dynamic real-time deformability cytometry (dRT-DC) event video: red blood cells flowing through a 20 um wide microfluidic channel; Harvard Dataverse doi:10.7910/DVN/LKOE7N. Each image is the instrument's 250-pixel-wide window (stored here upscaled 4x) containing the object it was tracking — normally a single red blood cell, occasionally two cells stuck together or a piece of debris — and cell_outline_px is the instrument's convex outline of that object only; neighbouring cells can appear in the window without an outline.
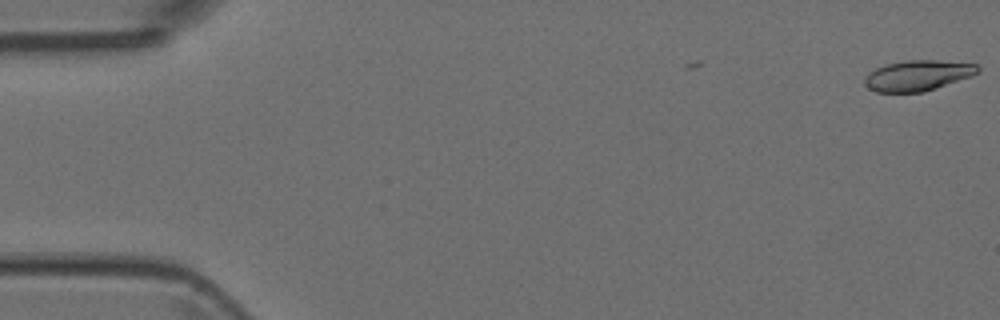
{"species": "Egyptian fruit bat (a non-hibernating species)", "species_latin": "Rousettus aegyptiacus", "temperature_condition": "room temperature", "stored_images_in_passage": 4, "camera_frame_rate_fps": 3000, "um_per_image_px": 0.085, "animal": {"sex": "female"}, "frame": {"image": 1, "passage_image": 1, "time_ms": 0.0, "image_size_px": [1000, 320], "cell_outline_px": [[980, 72], [972, 76], [924, 92], [876, 92], [868, 88], [864, 84], [864, 80], [868, 72], [876, 68], [888, 64], [908, 60], [936, 60], [976, 64], [980, 68]], "centroid_in_image_um": [78.01, 6.42], "position_along_channel_um": 7.0, "area_um2": 20.11}}